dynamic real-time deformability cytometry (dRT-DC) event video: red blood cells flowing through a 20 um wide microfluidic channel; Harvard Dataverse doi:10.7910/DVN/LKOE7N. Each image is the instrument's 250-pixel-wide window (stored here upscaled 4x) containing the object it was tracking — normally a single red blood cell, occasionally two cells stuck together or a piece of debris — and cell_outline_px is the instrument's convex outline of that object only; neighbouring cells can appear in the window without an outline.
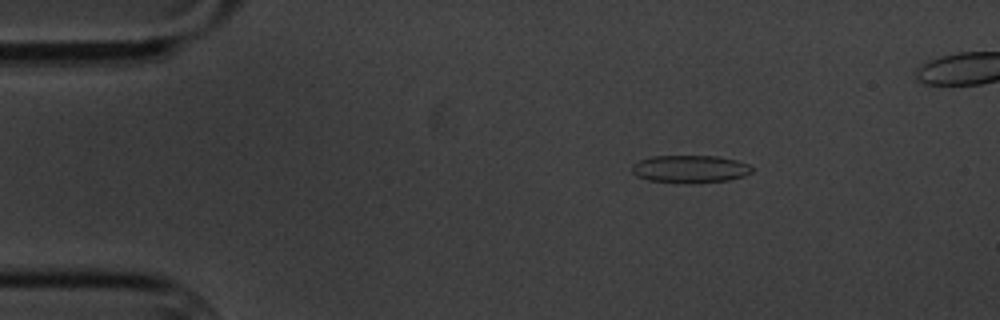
{"species": "common noctule bat (a hibernating species)", "species_latin": "Nyctalus noctula", "temperature_condition": "cold", "stored_images_in_passage": 5, "camera_frame_rate_fps": 3000, "um_per_image_px": 0.085, "animal": {"sex": "male", "body_mass_g": 20.1, "forearm_length_mm": 53.5}, "frame": {"image": 1, "passage_image": 3, "time_ms": 2.333, "image_size_px": [1000, 320], "cell_outline_px": [[752, 172], [744, 176], [728, 180], [688, 184], [648, 180], [636, 176], [632, 172], [632, 164], [640, 160], [652, 156], [716, 156], [736, 160], [748, 164], [752, 168]], "centroid_in_image_um": [58.64, 14.37], "position_along_channel_um": 26.4, "area_um2": 19.42}}